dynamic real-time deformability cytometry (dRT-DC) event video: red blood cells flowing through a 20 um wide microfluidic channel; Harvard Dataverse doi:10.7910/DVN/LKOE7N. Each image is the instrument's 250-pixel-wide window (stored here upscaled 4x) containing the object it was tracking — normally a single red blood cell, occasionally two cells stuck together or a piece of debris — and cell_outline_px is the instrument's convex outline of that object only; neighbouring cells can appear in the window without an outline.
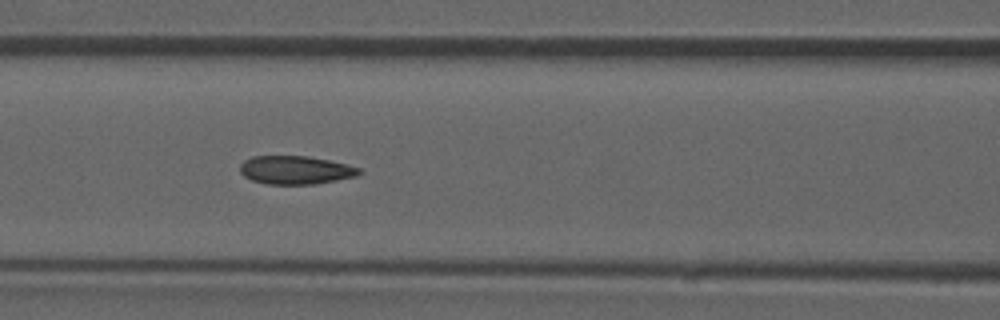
{"species": "common noctule bat (a hibernating species)", "species_latin": "Nyctalus noctula", "temperature_condition": "room temperature", "stored_images_in_passage": 53, "camera_frame_rate_fps": 3000, "um_per_image_px": 0.085, "animal": {"sex": "male", "forearm_length_mm": 52.5}, "frame": {"image": 1, "passage_image": 23, "time_ms": 7.333, "image_size_px": [1000, 320], "cell_outline_px": [[364, 172], [356, 176], [336, 180], [312, 184], [268, 184], [252, 180], [244, 176], [240, 172], [240, 164], [244, 160], [252, 156], [308, 156], [348, 164], [360, 168]], "centroid_in_image_um": [25.13, 14.44], "position_along_channel_um": 141.5, "area_um2": 19.71}, "authors_computed_cell_mechanics": {"area_um2": 19.941, "velocity_mm_per_s": 3.8809, "shape_relaxation_time_tau1_ms": null, "shape_relaxation_time_tau2_ms": 2.2428, "deformation_change_tau1": null, "deformation_change_tau2": 0.0643}}